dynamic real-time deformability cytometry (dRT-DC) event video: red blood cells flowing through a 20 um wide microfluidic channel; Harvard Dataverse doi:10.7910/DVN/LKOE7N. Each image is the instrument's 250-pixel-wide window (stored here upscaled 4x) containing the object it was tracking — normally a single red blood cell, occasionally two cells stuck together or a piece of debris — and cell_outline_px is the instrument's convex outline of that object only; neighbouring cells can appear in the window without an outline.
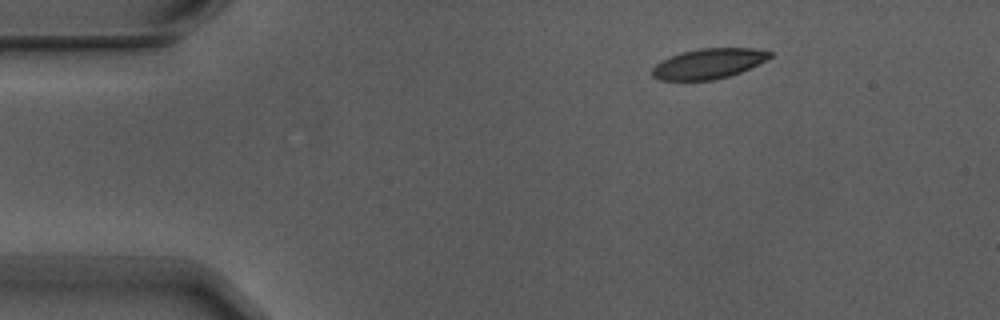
{"species": "Egyptian fruit bat (a non-hibernating species)", "species_latin": "Rousettus aegyptiacus", "temperature_condition": "warm", "stored_images_in_passage": 5, "camera_frame_rate_fps": 3000, "um_per_image_px": 0.085, "animal": {"sex": "male"}, "frame": {"image": 1, "passage_image": 2, "time_ms": 0.333, "image_size_px": [1000, 320], "cell_outline_px": [[772, 56], [740, 72], [728, 76], [712, 80], [660, 80], [652, 76], [652, 68], [660, 60], [680, 52], [700, 48], [752, 48], [772, 52]], "centroid_in_image_um": [60.16, 5.4], "position_along_channel_um": 24.8, "area_um2": 20.52}}